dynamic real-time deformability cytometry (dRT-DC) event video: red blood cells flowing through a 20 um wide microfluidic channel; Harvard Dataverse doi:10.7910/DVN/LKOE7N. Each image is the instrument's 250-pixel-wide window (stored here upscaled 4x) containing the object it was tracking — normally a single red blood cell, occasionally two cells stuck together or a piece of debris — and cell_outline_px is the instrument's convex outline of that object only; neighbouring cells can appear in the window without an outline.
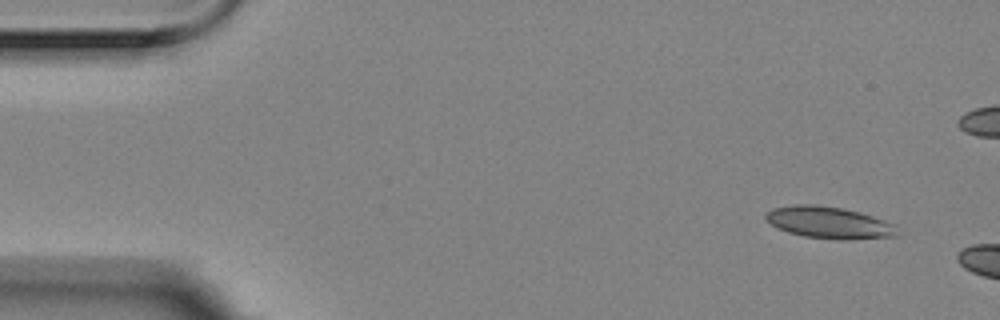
{"species": "Egyptian fruit bat (a non-hibernating species)", "species_latin": "Rousettus aegyptiacus", "temperature_condition": "room temperature", "stored_images_in_passage": 2, "camera_frame_rate_fps": 3000, "um_per_image_px": 0.085, "animal": {"sex": "female"}, "frame": {"image": 1, "passage_image": 1, "time_ms": 0.0, "image_size_px": [1000, 320], "cell_outline_px": [[896, 236], [840, 240], [804, 236], [788, 232], [776, 228], [764, 216], [772, 208], [792, 204], [812, 204], [840, 208], [860, 212], [896, 224]], "centroid_in_image_um": [70.45, 18.91], "position_along_channel_um": 14.6, "area_um2": 24.22}}